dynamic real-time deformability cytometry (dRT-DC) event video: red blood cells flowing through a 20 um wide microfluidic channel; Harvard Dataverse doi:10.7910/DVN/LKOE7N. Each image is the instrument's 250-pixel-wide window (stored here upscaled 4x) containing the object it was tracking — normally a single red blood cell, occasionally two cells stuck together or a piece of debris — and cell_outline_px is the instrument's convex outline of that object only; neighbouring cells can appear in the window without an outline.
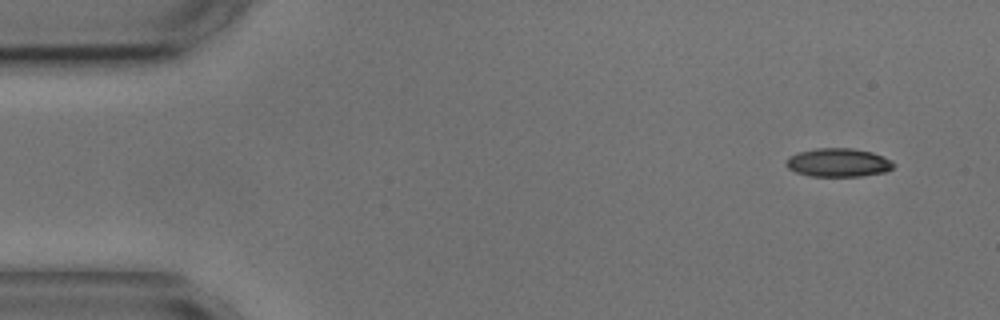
{"species": "common noctule bat (a hibernating species)", "species_latin": "Nyctalus noctula", "temperature_condition": "cold", "stored_images_in_passage": 5, "camera_frame_rate_fps": 3000, "um_per_image_px": 0.085, "animal": {"sex": "male", "body_mass_g": 17.9, "forearm_length_mm": 54.2}, "frame": {"image": 1, "passage_image": 1, "time_ms": 0.0, "image_size_px": [1000, 320], "cell_outline_px": [[896, 164], [892, 168], [884, 172], [860, 176], [812, 176], [796, 172], [788, 168], [784, 164], [788, 156], [800, 152], [816, 148], [852, 148], [872, 152], [892, 160]], "centroid_in_image_um": [71.25, 13.81], "position_along_channel_um": 13.8, "area_um2": 17.86}}
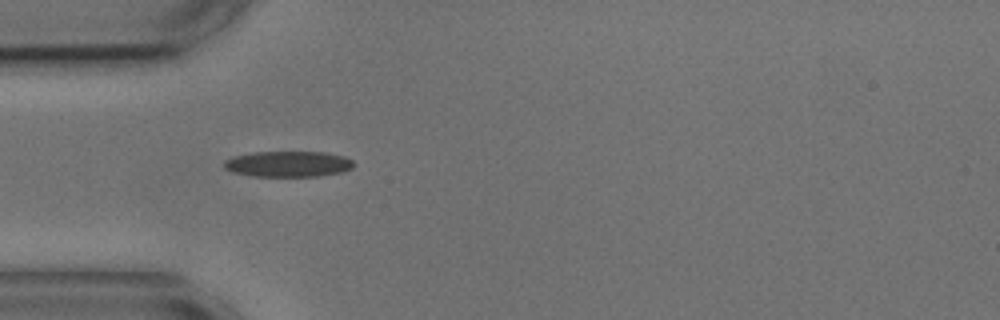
{"frame": {"image": 2, "passage_image": 4, "time_ms": 4.0, "image_size_px": [1000, 320], "cell_outline_px": [[352, 168], [344, 172], [316, 176], [252, 176], [232, 172], [224, 168], [224, 160], [232, 156], [252, 152], [324, 152], [344, 156], [352, 160]], "centroid_in_image_um": [24.46, 13.93], "position_along_channel_um": 60.5, "area_um2": 19.54}}